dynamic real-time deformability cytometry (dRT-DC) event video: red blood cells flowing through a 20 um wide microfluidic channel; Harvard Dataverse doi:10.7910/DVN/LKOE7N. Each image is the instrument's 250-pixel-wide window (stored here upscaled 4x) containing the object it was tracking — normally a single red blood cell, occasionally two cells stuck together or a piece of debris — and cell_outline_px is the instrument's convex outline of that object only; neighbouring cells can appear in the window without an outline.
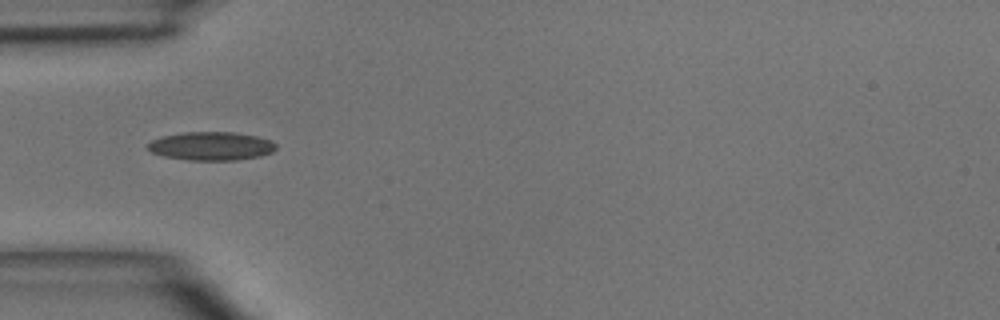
{"species": "common noctule bat (a hibernating species)", "species_latin": "Nyctalus noctula", "temperature_condition": "room temperature", "stored_images_in_passage": 5, "camera_frame_rate_fps": 3000, "um_per_image_px": 0.085, "animal": {"sex": "male", "body_mass_g": 15.6}, "frame": {"image": 1, "passage_image": 5, "time_ms": 4.667, "image_size_px": [1000, 320], "cell_outline_px": [[276, 148], [272, 152], [260, 156], [236, 160], [188, 160], [164, 156], [152, 152], [144, 148], [152, 140], [160, 136], [184, 132], [232, 132], [256, 136], [272, 140], [276, 144]], "centroid_in_image_um": [17.93, 12.41], "position_along_channel_um": 67.1, "area_um2": 21.39}}